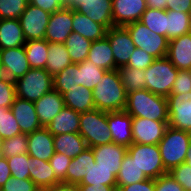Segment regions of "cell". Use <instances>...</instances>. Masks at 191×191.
Segmentation results:
<instances>
[{"instance_id": "6da1fadb", "label": "cell", "mask_w": 191, "mask_h": 191, "mask_svg": "<svg viewBox=\"0 0 191 191\" xmlns=\"http://www.w3.org/2000/svg\"><path fill=\"white\" fill-rule=\"evenodd\" d=\"M92 94L95 109L110 112L126 108L127 93L117 69L106 71L92 90Z\"/></svg>"}, {"instance_id": "7a4b0ae2", "label": "cell", "mask_w": 191, "mask_h": 191, "mask_svg": "<svg viewBox=\"0 0 191 191\" xmlns=\"http://www.w3.org/2000/svg\"><path fill=\"white\" fill-rule=\"evenodd\" d=\"M125 111L132 117L169 121L167 97L154 94L147 89L127 93Z\"/></svg>"}, {"instance_id": "3957f363", "label": "cell", "mask_w": 191, "mask_h": 191, "mask_svg": "<svg viewBox=\"0 0 191 191\" xmlns=\"http://www.w3.org/2000/svg\"><path fill=\"white\" fill-rule=\"evenodd\" d=\"M190 142V132L167 127L163 138L158 143L160 155L167 172L185 162Z\"/></svg>"}, {"instance_id": "277c9868", "label": "cell", "mask_w": 191, "mask_h": 191, "mask_svg": "<svg viewBox=\"0 0 191 191\" xmlns=\"http://www.w3.org/2000/svg\"><path fill=\"white\" fill-rule=\"evenodd\" d=\"M178 69L167 58H157L144 70L145 89L150 92L168 97L176 79Z\"/></svg>"}, {"instance_id": "5b68a950", "label": "cell", "mask_w": 191, "mask_h": 191, "mask_svg": "<svg viewBox=\"0 0 191 191\" xmlns=\"http://www.w3.org/2000/svg\"><path fill=\"white\" fill-rule=\"evenodd\" d=\"M79 134L90 148L113 142L108 128L107 112L93 109L81 113Z\"/></svg>"}, {"instance_id": "8992f818", "label": "cell", "mask_w": 191, "mask_h": 191, "mask_svg": "<svg viewBox=\"0 0 191 191\" xmlns=\"http://www.w3.org/2000/svg\"><path fill=\"white\" fill-rule=\"evenodd\" d=\"M16 97L30 102H36L43 95L52 91L53 77L45 69L28 70L15 81Z\"/></svg>"}, {"instance_id": "52a82bcc", "label": "cell", "mask_w": 191, "mask_h": 191, "mask_svg": "<svg viewBox=\"0 0 191 191\" xmlns=\"http://www.w3.org/2000/svg\"><path fill=\"white\" fill-rule=\"evenodd\" d=\"M135 45L153 56L155 59L167 56L169 40L162 35L152 32L140 21H136L124 26Z\"/></svg>"}, {"instance_id": "ba28073f", "label": "cell", "mask_w": 191, "mask_h": 191, "mask_svg": "<svg viewBox=\"0 0 191 191\" xmlns=\"http://www.w3.org/2000/svg\"><path fill=\"white\" fill-rule=\"evenodd\" d=\"M127 153L148 178L157 179L168 173L165 170L158 144L132 143L127 148Z\"/></svg>"}, {"instance_id": "9c48e42d", "label": "cell", "mask_w": 191, "mask_h": 191, "mask_svg": "<svg viewBox=\"0 0 191 191\" xmlns=\"http://www.w3.org/2000/svg\"><path fill=\"white\" fill-rule=\"evenodd\" d=\"M168 102V126L191 133V91L170 94Z\"/></svg>"}, {"instance_id": "30bf717a", "label": "cell", "mask_w": 191, "mask_h": 191, "mask_svg": "<svg viewBox=\"0 0 191 191\" xmlns=\"http://www.w3.org/2000/svg\"><path fill=\"white\" fill-rule=\"evenodd\" d=\"M50 15L41 8L28 3L19 18L26 41L44 39Z\"/></svg>"}, {"instance_id": "8fae6325", "label": "cell", "mask_w": 191, "mask_h": 191, "mask_svg": "<svg viewBox=\"0 0 191 191\" xmlns=\"http://www.w3.org/2000/svg\"><path fill=\"white\" fill-rule=\"evenodd\" d=\"M105 37L109 40L112 48L115 69L126 66L135 49L128 30L124 26H113L106 31Z\"/></svg>"}, {"instance_id": "7c38bea8", "label": "cell", "mask_w": 191, "mask_h": 191, "mask_svg": "<svg viewBox=\"0 0 191 191\" xmlns=\"http://www.w3.org/2000/svg\"><path fill=\"white\" fill-rule=\"evenodd\" d=\"M167 127L168 121L132 117L133 143L156 145L163 138Z\"/></svg>"}, {"instance_id": "4fadbf2b", "label": "cell", "mask_w": 191, "mask_h": 191, "mask_svg": "<svg viewBox=\"0 0 191 191\" xmlns=\"http://www.w3.org/2000/svg\"><path fill=\"white\" fill-rule=\"evenodd\" d=\"M73 8L64 7L50 15L44 39L48 43H64L73 32Z\"/></svg>"}, {"instance_id": "5bb4252c", "label": "cell", "mask_w": 191, "mask_h": 191, "mask_svg": "<svg viewBox=\"0 0 191 191\" xmlns=\"http://www.w3.org/2000/svg\"><path fill=\"white\" fill-rule=\"evenodd\" d=\"M112 5V0H74L71 7L108 30L113 27Z\"/></svg>"}, {"instance_id": "9a60e30c", "label": "cell", "mask_w": 191, "mask_h": 191, "mask_svg": "<svg viewBox=\"0 0 191 191\" xmlns=\"http://www.w3.org/2000/svg\"><path fill=\"white\" fill-rule=\"evenodd\" d=\"M107 122L113 142L128 148L133 143L132 116L125 110L110 111Z\"/></svg>"}, {"instance_id": "2e32d148", "label": "cell", "mask_w": 191, "mask_h": 191, "mask_svg": "<svg viewBox=\"0 0 191 191\" xmlns=\"http://www.w3.org/2000/svg\"><path fill=\"white\" fill-rule=\"evenodd\" d=\"M0 62L6 78L13 81L21 78L31 69L24 46L0 50Z\"/></svg>"}, {"instance_id": "e0dca14e", "label": "cell", "mask_w": 191, "mask_h": 191, "mask_svg": "<svg viewBox=\"0 0 191 191\" xmlns=\"http://www.w3.org/2000/svg\"><path fill=\"white\" fill-rule=\"evenodd\" d=\"M113 26H125L140 21L146 11L145 0H112Z\"/></svg>"}, {"instance_id": "ac0fdd59", "label": "cell", "mask_w": 191, "mask_h": 191, "mask_svg": "<svg viewBox=\"0 0 191 191\" xmlns=\"http://www.w3.org/2000/svg\"><path fill=\"white\" fill-rule=\"evenodd\" d=\"M92 151L95 162L104 169L112 170V174L117 177L123 158L127 154V147L111 142L92 147Z\"/></svg>"}, {"instance_id": "d6986e66", "label": "cell", "mask_w": 191, "mask_h": 191, "mask_svg": "<svg viewBox=\"0 0 191 191\" xmlns=\"http://www.w3.org/2000/svg\"><path fill=\"white\" fill-rule=\"evenodd\" d=\"M27 153L32 158L49 161L55 153L53 135L46 127L27 134Z\"/></svg>"}, {"instance_id": "ffe728a7", "label": "cell", "mask_w": 191, "mask_h": 191, "mask_svg": "<svg viewBox=\"0 0 191 191\" xmlns=\"http://www.w3.org/2000/svg\"><path fill=\"white\" fill-rule=\"evenodd\" d=\"M10 109L22 133L29 134L42 128L36 114L34 102L16 97Z\"/></svg>"}, {"instance_id": "44dd1931", "label": "cell", "mask_w": 191, "mask_h": 191, "mask_svg": "<svg viewBox=\"0 0 191 191\" xmlns=\"http://www.w3.org/2000/svg\"><path fill=\"white\" fill-rule=\"evenodd\" d=\"M166 57L178 70H191V32L169 40Z\"/></svg>"}, {"instance_id": "7402d4cb", "label": "cell", "mask_w": 191, "mask_h": 191, "mask_svg": "<svg viewBox=\"0 0 191 191\" xmlns=\"http://www.w3.org/2000/svg\"><path fill=\"white\" fill-rule=\"evenodd\" d=\"M34 105L42 127H46L65 106L63 96L54 89L34 102Z\"/></svg>"}, {"instance_id": "603a6c76", "label": "cell", "mask_w": 191, "mask_h": 191, "mask_svg": "<svg viewBox=\"0 0 191 191\" xmlns=\"http://www.w3.org/2000/svg\"><path fill=\"white\" fill-rule=\"evenodd\" d=\"M80 115L81 113L64 106L46 128L53 136L65 133H77L80 127Z\"/></svg>"}, {"instance_id": "cb8c5ba5", "label": "cell", "mask_w": 191, "mask_h": 191, "mask_svg": "<svg viewBox=\"0 0 191 191\" xmlns=\"http://www.w3.org/2000/svg\"><path fill=\"white\" fill-rule=\"evenodd\" d=\"M25 36L19 19L0 20V50L24 46Z\"/></svg>"}, {"instance_id": "d4e9b609", "label": "cell", "mask_w": 191, "mask_h": 191, "mask_svg": "<svg viewBox=\"0 0 191 191\" xmlns=\"http://www.w3.org/2000/svg\"><path fill=\"white\" fill-rule=\"evenodd\" d=\"M62 96L65 106L78 113L95 109L92 90L85 86L75 84V87L66 91Z\"/></svg>"}, {"instance_id": "484cf974", "label": "cell", "mask_w": 191, "mask_h": 191, "mask_svg": "<svg viewBox=\"0 0 191 191\" xmlns=\"http://www.w3.org/2000/svg\"><path fill=\"white\" fill-rule=\"evenodd\" d=\"M92 164H95L94 152L88 147L77 157L71 159L66 172V183L80 184Z\"/></svg>"}, {"instance_id": "4316f807", "label": "cell", "mask_w": 191, "mask_h": 191, "mask_svg": "<svg viewBox=\"0 0 191 191\" xmlns=\"http://www.w3.org/2000/svg\"><path fill=\"white\" fill-rule=\"evenodd\" d=\"M72 25L73 32H77L91 42L106 36L107 29L103 25L92 21L87 15L79 13L75 9H73Z\"/></svg>"}, {"instance_id": "83f0119b", "label": "cell", "mask_w": 191, "mask_h": 191, "mask_svg": "<svg viewBox=\"0 0 191 191\" xmlns=\"http://www.w3.org/2000/svg\"><path fill=\"white\" fill-rule=\"evenodd\" d=\"M55 152L62 153L71 159L88 148L84 138L77 133H65L53 136Z\"/></svg>"}, {"instance_id": "f1b7e54d", "label": "cell", "mask_w": 191, "mask_h": 191, "mask_svg": "<svg viewBox=\"0 0 191 191\" xmlns=\"http://www.w3.org/2000/svg\"><path fill=\"white\" fill-rule=\"evenodd\" d=\"M87 60L106 71L115 69L112 48L106 37L91 43Z\"/></svg>"}, {"instance_id": "f546056e", "label": "cell", "mask_w": 191, "mask_h": 191, "mask_svg": "<svg viewBox=\"0 0 191 191\" xmlns=\"http://www.w3.org/2000/svg\"><path fill=\"white\" fill-rule=\"evenodd\" d=\"M72 64L73 62L64 43H49L45 70L50 73L52 77Z\"/></svg>"}, {"instance_id": "4dcf8cb0", "label": "cell", "mask_w": 191, "mask_h": 191, "mask_svg": "<svg viewBox=\"0 0 191 191\" xmlns=\"http://www.w3.org/2000/svg\"><path fill=\"white\" fill-rule=\"evenodd\" d=\"M30 180L39 187H52L60 181L55 177L49 161L39 160L30 156Z\"/></svg>"}, {"instance_id": "1f68e13d", "label": "cell", "mask_w": 191, "mask_h": 191, "mask_svg": "<svg viewBox=\"0 0 191 191\" xmlns=\"http://www.w3.org/2000/svg\"><path fill=\"white\" fill-rule=\"evenodd\" d=\"M49 43L45 39L26 41L24 48L30 68L45 69Z\"/></svg>"}, {"instance_id": "d6a6232c", "label": "cell", "mask_w": 191, "mask_h": 191, "mask_svg": "<svg viewBox=\"0 0 191 191\" xmlns=\"http://www.w3.org/2000/svg\"><path fill=\"white\" fill-rule=\"evenodd\" d=\"M116 178L117 187L131 185L148 179L128 153L123 158L122 165L120 166V170Z\"/></svg>"}, {"instance_id": "836d02e7", "label": "cell", "mask_w": 191, "mask_h": 191, "mask_svg": "<svg viewBox=\"0 0 191 191\" xmlns=\"http://www.w3.org/2000/svg\"><path fill=\"white\" fill-rule=\"evenodd\" d=\"M91 41L77 32H72L64 42L73 64L81 63L88 58Z\"/></svg>"}, {"instance_id": "e575fe53", "label": "cell", "mask_w": 191, "mask_h": 191, "mask_svg": "<svg viewBox=\"0 0 191 191\" xmlns=\"http://www.w3.org/2000/svg\"><path fill=\"white\" fill-rule=\"evenodd\" d=\"M106 70L97 67L88 60L77 63V85L93 90Z\"/></svg>"}, {"instance_id": "d590c367", "label": "cell", "mask_w": 191, "mask_h": 191, "mask_svg": "<svg viewBox=\"0 0 191 191\" xmlns=\"http://www.w3.org/2000/svg\"><path fill=\"white\" fill-rule=\"evenodd\" d=\"M190 29L189 13L176 12L174 10H167V39L188 34Z\"/></svg>"}, {"instance_id": "8d00e7d4", "label": "cell", "mask_w": 191, "mask_h": 191, "mask_svg": "<svg viewBox=\"0 0 191 191\" xmlns=\"http://www.w3.org/2000/svg\"><path fill=\"white\" fill-rule=\"evenodd\" d=\"M117 71L126 93H131L139 89H145L146 80L144 70L122 66L118 68Z\"/></svg>"}, {"instance_id": "74e56055", "label": "cell", "mask_w": 191, "mask_h": 191, "mask_svg": "<svg viewBox=\"0 0 191 191\" xmlns=\"http://www.w3.org/2000/svg\"><path fill=\"white\" fill-rule=\"evenodd\" d=\"M140 22L152 32L167 38V10L147 8Z\"/></svg>"}, {"instance_id": "f35d334b", "label": "cell", "mask_w": 191, "mask_h": 191, "mask_svg": "<svg viewBox=\"0 0 191 191\" xmlns=\"http://www.w3.org/2000/svg\"><path fill=\"white\" fill-rule=\"evenodd\" d=\"M109 185L117 186V178L112 170L100 167L96 162L92 164L88 173L78 185Z\"/></svg>"}, {"instance_id": "ab89813d", "label": "cell", "mask_w": 191, "mask_h": 191, "mask_svg": "<svg viewBox=\"0 0 191 191\" xmlns=\"http://www.w3.org/2000/svg\"><path fill=\"white\" fill-rule=\"evenodd\" d=\"M28 142L27 134L19 133L11 138L2 140L1 143V156L5 158H10L17 155H23L27 153Z\"/></svg>"}, {"instance_id": "60d3db41", "label": "cell", "mask_w": 191, "mask_h": 191, "mask_svg": "<svg viewBox=\"0 0 191 191\" xmlns=\"http://www.w3.org/2000/svg\"><path fill=\"white\" fill-rule=\"evenodd\" d=\"M77 83V64L67 66L59 74L53 77V88L63 95L66 91L75 87Z\"/></svg>"}, {"instance_id": "b9f144b4", "label": "cell", "mask_w": 191, "mask_h": 191, "mask_svg": "<svg viewBox=\"0 0 191 191\" xmlns=\"http://www.w3.org/2000/svg\"><path fill=\"white\" fill-rule=\"evenodd\" d=\"M21 133L12 111L8 107H0V137L2 140Z\"/></svg>"}, {"instance_id": "7bdbcfd3", "label": "cell", "mask_w": 191, "mask_h": 191, "mask_svg": "<svg viewBox=\"0 0 191 191\" xmlns=\"http://www.w3.org/2000/svg\"><path fill=\"white\" fill-rule=\"evenodd\" d=\"M11 177L23 180L30 179V156L28 153L7 158Z\"/></svg>"}, {"instance_id": "ee69618b", "label": "cell", "mask_w": 191, "mask_h": 191, "mask_svg": "<svg viewBox=\"0 0 191 191\" xmlns=\"http://www.w3.org/2000/svg\"><path fill=\"white\" fill-rule=\"evenodd\" d=\"M28 5V0H0V20L19 19Z\"/></svg>"}, {"instance_id": "f6af8a7d", "label": "cell", "mask_w": 191, "mask_h": 191, "mask_svg": "<svg viewBox=\"0 0 191 191\" xmlns=\"http://www.w3.org/2000/svg\"><path fill=\"white\" fill-rule=\"evenodd\" d=\"M70 162V157L58 152H55L52 158L49 160L54 175L60 182L66 183V172Z\"/></svg>"}, {"instance_id": "bcb514c9", "label": "cell", "mask_w": 191, "mask_h": 191, "mask_svg": "<svg viewBox=\"0 0 191 191\" xmlns=\"http://www.w3.org/2000/svg\"><path fill=\"white\" fill-rule=\"evenodd\" d=\"M16 98L15 81L9 78L0 82V107H8L14 103Z\"/></svg>"}, {"instance_id": "7dc6e473", "label": "cell", "mask_w": 191, "mask_h": 191, "mask_svg": "<svg viewBox=\"0 0 191 191\" xmlns=\"http://www.w3.org/2000/svg\"><path fill=\"white\" fill-rule=\"evenodd\" d=\"M132 53L133 54L130 56L126 67H133V68L145 70L155 60L153 56L149 55L147 52L137 47H135Z\"/></svg>"}, {"instance_id": "c3c4849f", "label": "cell", "mask_w": 191, "mask_h": 191, "mask_svg": "<svg viewBox=\"0 0 191 191\" xmlns=\"http://www.w3.org/2000/svg\"><path fill=\"white\" fill-rule=\"evenodd\" d=\"M185 191H191V167L185 162L172 168L169 172Z\"/></svg>"}, {"instance_id": "681fc988", "label": "cell", "mask_w": 191, "mask_h": 191, "mask_svg": "<svg viewBox=\"0 0 191 191\" xmlns=\"http://www.w3.org/2000/svg\"><path fill=\"white\" fill-rule=\"evenodd\" d=\"M191 91V70H178L171 94H181Z\"/></svg>"}, {"instance_id": "f907efd6", "label": "cell", "mask_w": 191, "mask_h": 191, "mask_svg": "<svg viewBox=\"0 0 191 191\" xmlns=\"http://www.w3.org/2000/svg\"><path fill=\"white\" fill-rule=\"evenodd\" d=\"M36 185L30 179H17L10 177L9 180L0 188V191H32Z\"/></svg>"}, {"instance_id": "816d5d0a", "label": "cell", "mask_w": 191, "mask_h": 191, "mask_svg": "<svg viewBox=\"0 0 191 191\" xmlns=\"http://www.w3.org/2000/svg\"><path fill=\"white\" fill-rule=\"evenodd\" d=\"M155 191H185L169 173L155 179Z\"/></svg>"}, {"instance_id": "f5cc1de1", "label": "cell", "mask_w": 191, "mask_h": 191, "mask_svg": "<svg viewBox=\"0 0 191 191\" xmlns=\"http://www.w3.org/2000/svg\"><path fill=\"white\" fill-rule=\"evenodd\" d=\"M28 3L37 6L50 14L65 7L61 0H28Z\"/></svg>"}, {"instance_id": "db71d44e", "label": "cell", "mask_w": 191, "mask_h": 191, "mask_svg": "<svg viewBox=\"0 0 191 191\" xmlns=\"http://www.w3.org/2000/svg\"><path fill=\"white\" fill-rule=\"evenodd\" d=\"M117 189L119 191H155V179L148 178L131 185L117 187Z\"/></svg>"}, {"instance_id": "11a10c76", "label": "cell", "mask_w": 191, "mask_h": 191, "mask_svg": "<svg viewBox=\"0 0 191 191\" xmlns=\"http://www.w3.org/2000/svg\"><path fill=\"white\" fill-rule=\"evenodd\" d=\"M167 10L189 13L191 10V0H168Z\"/></svg>"}, {"instance_id": "9f6ffc18", "label": "cell", "mask_w": 191, "mask_h": 191, "mask_svg": "<svg viewBox=\"0 0 191 191\" xmlns=\"http://www.w3.org/2000/svg\"><path fill=\"white\" fill-rule=\"evenodd\" d=\"M11 177V170L9 168L7 158L0 157V188L9 180Z\"/></svg>"}, {"instance_id": "6f0895ef", "label": "cell", "mask_w": 191, "mask_h": 191, "mask_svg": "<svg viewBox=\"0 0 191 191\" xmlns=\"http://www.w3.org/2000/svg\"><path fill=\"white\" fill-rule=\"evenodd\" d=\"M79 191H115L117 186L109 185H78Z\"/></svg>"}, {"instance_id": "680465c9", "label": "cell", "mask_w": 191, "mask_h": 191, "mask_svg": "<svg viewBox=\"0 0 191 191\" xmlns=\"http://www.w3.org/2000/svg\"><path fill=\"white\" fill-rule=\"evenodd\" d=\"M48 191H79L77 184L60 182L48 188Z\"/></svg>"}, {"instance_id": "91938a15", "label": "cell", "mask_w": 191, "mask_h": 191, "mask_svg": "<svg viewBox=\"0 0 191 191\" xmlns=\"http://www.w3.org/2000/svg\"><path fill=\"white\" fill-rule=\"evenodd\" d=\"M147 7L157 10H167L168 0H145Z\"/></svg>"}, {"instance_id": "94428289", "label": "cell", "mask_w": 191, "mask_h": 191, "mask_svg": "<svg viewBox=\"0 0 191 191\" xmlns=\"http://www.w3.org/2000/svg\"><path fill=\"white\" fill-rule=\"evenodd\" d=\"M185 163L191 167V142H190L188 150H187V154L185 157Z\"/></svg>"}, {"instance_id": "6125c7cd", "label": "cell", "mask_w": 191, "mask_h": 191, "mask_svg": "<svg viewBox=\"0 0 191 191\" xmlns=\"http://www.w3.org/2000/svg\"><path fill=\"white\" fill-rule=\"evenodd\" d=\"M61 2L65 7H71L74 3V0H61Z\"/></svg>"}, {"instance_id": "be15d7a7", "label": "cell", "mask_w": 191, "mask_h": 191, "mask_svg": "<svg viewBox=\"0 0 191 191\" xmlns=\"http://www.w3.org/2000/svg\"><path fill=\"white\" fill-rule=\"evenodd\" d=\"M4 79H6V76L4 73L3 66L1 65V62H0V82L3 81Z\"/></svg>"}, {"instance_id": "e7e4bbea", "label": "cell", "mask_w": 191, "mask_h": 191, "mask_svg": "<svg viewBox=\"0 0 191 191\" xmlns=\"http://www.w3.org/2000/svg\"><path fill=\"white\" fill-rule=\"evenodd\" d=\"M32 191H48V188L47 187H39V186H36L34 190Z\"/></svg>"}, {"instance_id": "03108f58", "label": "cell", "mask_w": 191, "mask_h": 191, "mask_svg": "<svg viewBox=\"0 0 191 191\" xmlns=\"http://www.w3.org/2000/svg\"><path fill=\"white\" fill-rule=\"evenodd\" d=\"M189 17H190V29H191V10L189 12Z\"/></svg>"}]
</instances>
